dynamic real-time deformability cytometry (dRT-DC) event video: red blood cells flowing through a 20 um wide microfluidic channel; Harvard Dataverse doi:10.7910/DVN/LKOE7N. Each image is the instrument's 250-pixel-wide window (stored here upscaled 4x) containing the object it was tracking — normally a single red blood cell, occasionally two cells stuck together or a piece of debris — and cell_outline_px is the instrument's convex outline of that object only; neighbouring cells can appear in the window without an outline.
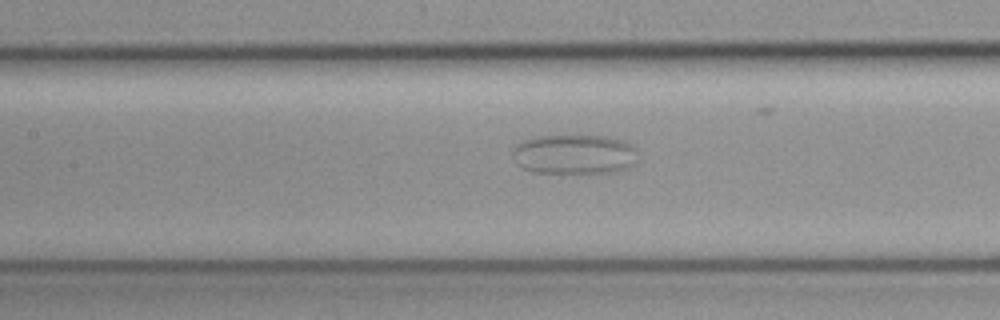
{"species": "common noctule bat (a hibernating species)", "species_latin": "Nyctalus noctula", "temperature_condition": "cold", "stored_images_in_passage": 19, "camera_frame_rate_fps": 3000, "um_per_image_px": 0.085, "animal": {"sex": "female", "body_mass_g": 19.3, "forearm_length_mm": 54.1}, "frame": {"image": 1, "passage_image": 16, "time_ms": 5.0, "image_size_px": [1000, 320], "cell_outline_px": [[636, 164], [628, 168], [616, 172], [532, 172], [520, 168], [516, 164], [512, 152], [512, 148], [516, 144], [532, 136], [608, 136], [624, 140], [632, 144], [636, 148]], "centroid_in_image_um": [48.82, 13.11], "position_along_channel_um": 158.6, "area_um2": 29.36}}